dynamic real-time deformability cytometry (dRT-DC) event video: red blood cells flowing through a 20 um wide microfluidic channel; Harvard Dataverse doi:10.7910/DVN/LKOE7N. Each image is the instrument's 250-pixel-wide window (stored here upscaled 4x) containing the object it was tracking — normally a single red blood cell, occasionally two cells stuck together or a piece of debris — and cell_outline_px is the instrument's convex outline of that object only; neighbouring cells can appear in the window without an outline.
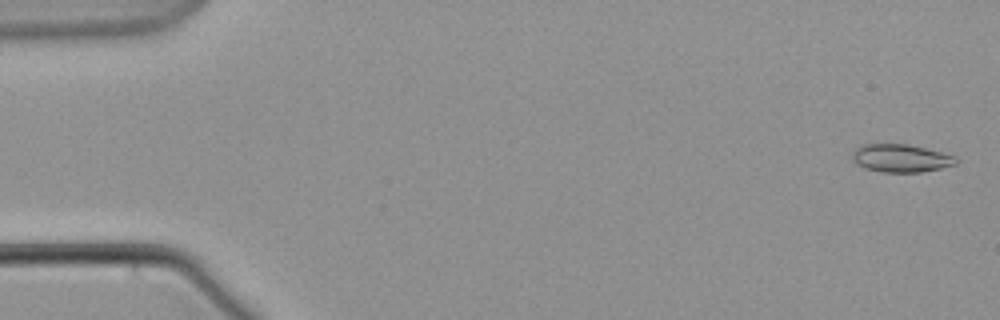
{"species": "common noctule bat (a hibernating species)", "species_latin": "Nyctalus noctula", "temperature_condition": "warm", "stored_images_in_passage": 60, "camera_frame_rate_fps": 3000, "um_per_image_px": 0.085, "animal": {"sex": "male", "body_mass_g": 21.5, "forearm_length_mm": 52.0}, "frame": {"image": 1, "passage_image": 2, "time_ms": 0.333, "image_size_px": [1000, 320], "cell_outline_px": [[960, 160], [956, 164], [940, 168], [920, 172], [880, 172], [864, 168], [856, 164], [852, 160], [852, 152], [860, 144], [880, 140], [908, 144], [956, 156]], "centroid_in_image_um": [76.49, 13.39], "position_along_channel_um": 8.5, "area_um2": 17.69}}
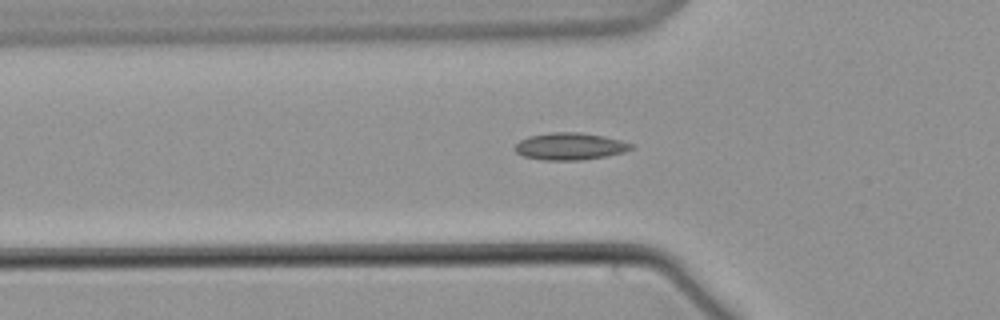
{"frame": {"image": 2, "passage_image": 21, "time_ms": 6.667, "image_size_px": [1000, 320], "cell_outline_px": [[636, 148], [624, 152], [604, 156], [580, 160], [544, 160], [524, 156], [516, 152], [512, 148], [520, 140], [528, 136], [552, 132], [580, 132], [604, 136], [636, 144]], "centroid_in_image_um": [48.47, 12.43], "position_along_channel_um": 77.3, "area_um2": 18.5}}
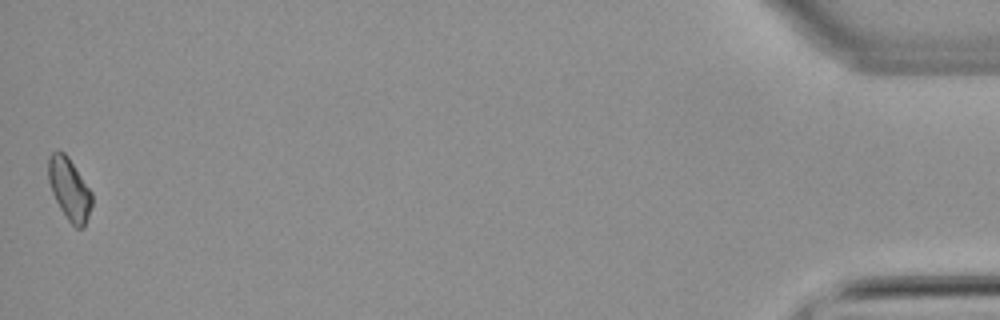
{"frame": {"image": 3, "passage_image": 60, "time_ms": 19.667, "image_size_px": [1000, 320], "cell_outline_px": [[92, 204], [84, 228], [76, 228], [68, 220], [60, 208], [52, 192], [48, 180], [48, 160], [52, 152], [56, 148], [64, 152], [68, 156], [92, 192]], "centroid_in_image_um": [5.89, 16.05], "position_along_channel_um": 429.3, "area_um2": 15.78}}